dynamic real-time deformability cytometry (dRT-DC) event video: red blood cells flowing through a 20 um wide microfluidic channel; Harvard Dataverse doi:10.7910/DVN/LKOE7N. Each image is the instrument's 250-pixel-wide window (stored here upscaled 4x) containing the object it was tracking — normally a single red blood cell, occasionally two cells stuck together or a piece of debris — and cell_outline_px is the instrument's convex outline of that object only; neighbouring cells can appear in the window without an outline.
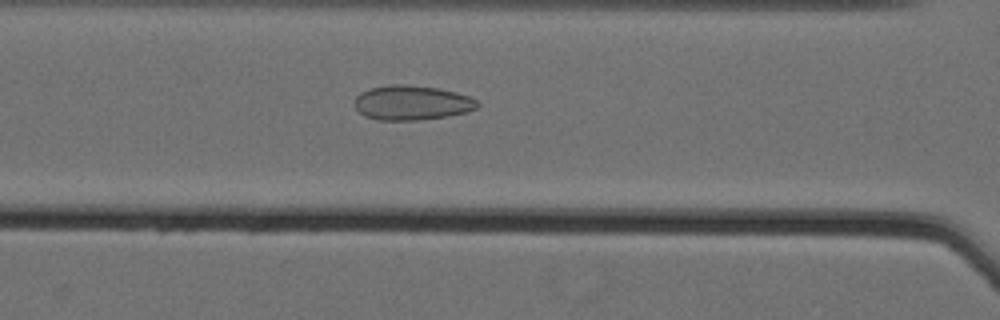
{"species": "Egyptian fruit bat (a non-hibernating species)", "species_latin": "Rousettus aegyptiacus", "temperature_condition": "cold", "stored_images_in_passage": 49, "camera_frame_rate_fps": 3000, "um_per_image_px": 0.085, "animal": {"sex": "female"}, "frame": {"image": 1, "passage_image": 24, "time_ms": 7.667, "image_size_px": [1000, 320], "cell_outline_px": [[480, 104], [476, 108], [468, 112], [448, 116], [416, 120], [376, 120], [364, 116], [356, 108], [356, 96], [360, 92], [368, 88], [388, 84], [404, 84], [440, 88], [456, 92], [468, 96], [476, 100]], "centroid_in_image_um": [35.0, 8.72], "position_along_channel_um": 131.6, "area_um2": 24.97}}
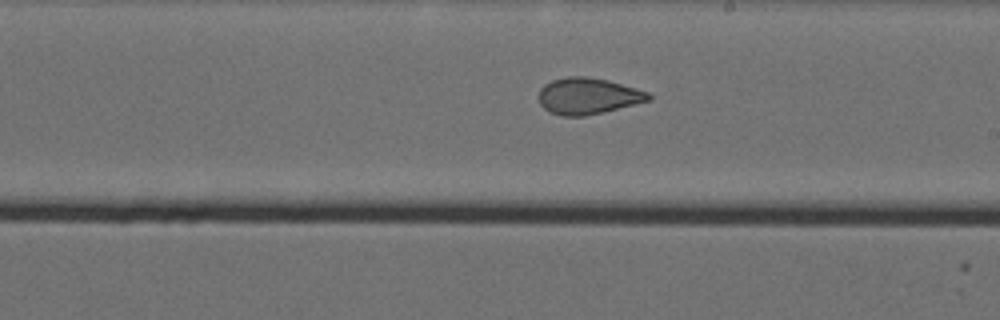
{"frame": {"image": 2, "passage_image": 33, "time_ms": 10.667, "image_size_px": [1000, 320], "cell_outline_px": [[652, 100], [584, 116], [560, 116], [548, 112], [540, 104], [536, 96], [540, 88], [544, 84], [552, 80], [568, 76], [588, 76], [608, 80], [636, 88], [648, 92], [652, 96]], "centroid_in_image_um": [49.93, 8.15], "position_along_channel_um": 239.1, "area_um2": 23.52}}
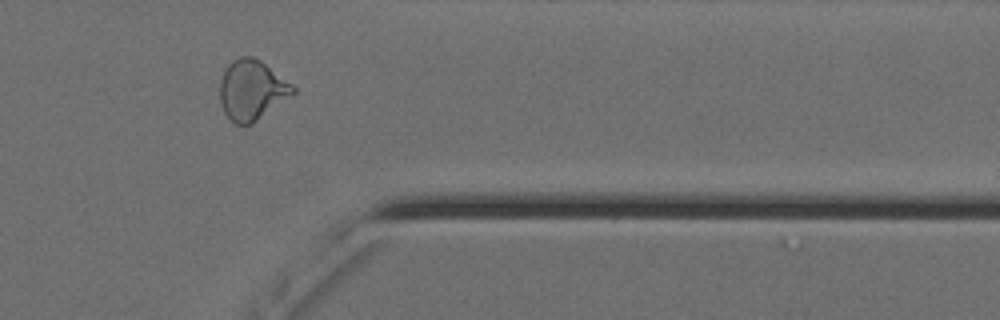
{"frame": {"image": 3, "passage_image": 46, "time_ms": 15.0, "image_size_px": [1000, 320], "cell_outline_px": [[296, 92], [252, 124], [236, 124], [224, 112], [220, 100], [220, 80], [228, 64], [232, 60], [240, 56], [252, 56], [260, 60], [292, 84], [296, 88]], "centroid_in_image_um": [21.4, 7.64], "position_along_channel_um": 390.0, "area_um2": 25.32}, "authors_computed_cell_mechanics": {"area_um2": 24.9696, "velocity_mm_per_s": 3.5774, "shape_relaxation_time_tau1_ms": null, "shape_relaxation_time_tau2_ms": 1.4194, "deformation_change_tau1": null, "deformation_change_tau2": 0.0788}}